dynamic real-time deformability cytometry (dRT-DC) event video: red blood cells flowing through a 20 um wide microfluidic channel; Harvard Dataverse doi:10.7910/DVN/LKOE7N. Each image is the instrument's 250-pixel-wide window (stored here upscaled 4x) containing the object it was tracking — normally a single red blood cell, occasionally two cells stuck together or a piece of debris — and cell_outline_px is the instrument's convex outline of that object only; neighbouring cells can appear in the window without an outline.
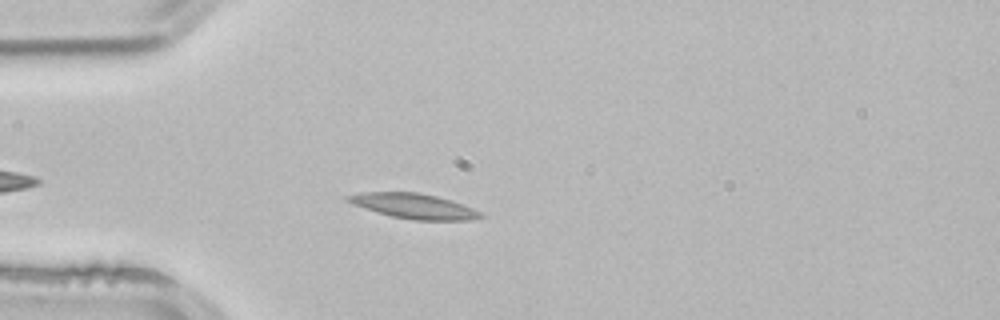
{"species": "common noctule bat (a hibernating species)", "species_latin": "Nyctalus noctula", "temperature_condition": "room temperature", "stored_images_in_passage": 34, "camera_frame_rate_fps": 3000, "um_per_image_px": 0.085, "animal": {"sex": "male", "body_mass_g": 21.5, "forearm_length_mm": 52.0}, "frame": {"image": 1, "passage_image": 6, "time_ms": 1.667, "image_size_px": [1000, 320], "cell_outline_px": [[484, 216], [468, 220], [412, 220], [392, 216], [376, 212], [352, 204], [344, 200], [344, 196], [360, 192], [416, 192], [436, 196], [452, 200], [472, 208], [480, 212]], "centroid_in_image_um": [35.11, 17.51], "position_along_channel_um": 49.9, "area_um2": 19.36}}